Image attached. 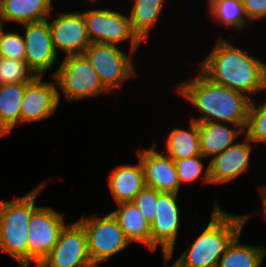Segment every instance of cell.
Returning <instances> with one entry per match:
<instances>
[{
	"instance_id": "obj_12",
	"label": "cell",
	"mask_w": 266,
	"mask_h": 267,
	"mask_svg": "<svg viewBox=\"0 0 266 267\" xmlns=\"http://www.w3.org/2000/svg\"><path fill=\"white\" fill-rule=\"evenodd\" d=\"M53 79L54 82H47L43 76H36L27 83L21 103V124L40 122L56 112L61 94Z\"/></svg>"
},
{
	"instance_id": "obj_15",
	"label": "cell",
	"mask_w": 266,
	"mask_h": 267,
	"mask_svg": "<svg viewBox=\"0 0 266 267\" xmlns=\"http://www.w3.org/2000/svg\"><path fill=\"white\" fill-rule=\"evenodd\" d=\"M156 143L149 149L137 150V158L140 160L145 186L152 187L159 192H172L178 194L180 182L178 179L174 160L168 155L156 150Z\"/></svg>"
},
{
	"instance_id": "obj_22",
	"label": "cell",
	"mask_w": 266,
	"mask_h": 267,
	"mask_svg": "<svg viewBox=\"0 0 266 267\" xmlns=\"http://www.w3.org/2000/svg\"><path fill=\"white\" fill-rule=\"evenodd\" d=\"M240 236L241 233L227 246L218 267H261L266 256L264 244L261 246L242 244Z\"/></svg>"
},
{
	"instance_id": "obj_25",
	"label": "cell",
	"mask_w": 266,
	"mask_h": 267,
	"mask_svg": "<svg viewBox=\"0 0 266 267\" xmlns=\"http://www.w3.org/2000/svg\"><path fill=\"white\" fill-rule=\"evenodd\" d=\"M27 83L0 85V120L11 131L21 123V103Z\"/></svg>"
},
{
	"instance_id": "obj_23",
	"label": "cell",
	"mask_w": 266,
	"mask_h": 267,
	"mask_svg": "<svg viewBox=\"0 0 266 267\" xmlns=\"http://www.w3.org/2000/svg\"><path fill=\"white\" fill-rule=\"evenodd\" d=\"M134 3L129 13L133 32L141 41L149 38V33L157 24L166 0H132Z\"/></svg>"
},
{
	"instance_id": "obj_24",
	"label": "cell",
	"mask_w": 266,
	"mask_h": 267,
	"mask_svg": "<svg viewBox=\"0 0 266 267\" xmlns=\"http://www.w3.org/2000/svg\"><path fill=\"white\" fill-rule=\"evenodd\" d=\"M209 13L215 22L243 31L248 25L242 0H207Z\"/></svg>"
},
{
	"instance_id": "obj_29",
	"label": "cell",
	"mask_w": 266,
	"mask_h": 267,
	"mask_svg": "<svg viewBox=\"0 0 266 267\" xmlns=\"http://www.w3.org/2000/svg\"><path fill=\"white\" fill-rule=\"evenodd\" d=\"M25 41L21 34L4 32L0 41V57L25 61Z\"/></svg>"
},
{
	"instance_id": "obj_11",
	"label": "cell",
	"mask_w": 266,
	"mask_h": 267,
	"mask_svg": "<svg viewBox=\"0 0 266 267\" xmlns=\"http://www.w3.org/2000/svg\"><path fill=\"white\" fill-rule=\"evenodd\" d=\"M38 267H95L90 260L86 232L78 221L65 225Z\"/></svg>"
},
{
	"instance_id": "obj_16",
	"label": "cell",
	"mask_w": 266,
	"mask_h": 267,
	"mask_svg": "<svg viewBox=\"0 0 266 267\" xmlns=\"http://www.w3.org/2000/svg\"><path fill=\"white\" fill-rule=\"evenodd\" d=\"M252 144L246 135L243 141L228 147L224 152L209 161V177L211 184L219 185L234 181L248 171Z\"/></svg>"
},
{
	"instance_id": "obj_7",
	"label": "cell",
	"mask_w": 266,
	"mask_h": 267,
	"mask_svg": "<svg viewBox=\"0 0 266 267\" xmlns=\"http://www.w3.org/2000/svg\"><path fill=\"white\" fill-rule=\"evenodd\" d=\"M91 43L119 45L130 41L132 54L142 41L133 32L129 16L111 9H90L82 12Z\"/></svg>"
},
{
	"instance_id": "obj_1",
	"label": "cell",
	"mask_w": 266,
	"mask_h": 267,
	"mask_svg": "<svg viewBox=\"0 0 266 267\" xmlns=\"http://www.w3.org/2000/svg\"><path fill=\"white\" fill-rule=\"evenodd\" d=\"M197 68L214 83L249 98L266 90V63L221 37Z\"/></svg>"
},
{
	"instance_id": "obj_17",
	"label": "cell",
	"mask_w": 266,
	"mask_h": 267,
	"mask_svg": "<svg viewBox=\"0 0 266 267\" xmlns=\"http://www.w3.org/2000/svg\"><path fill=\"white\" fill-rule=\"evenodd\" d=\"M198 130L201 153L209 159L235 145L237 137L245 133L241 126L226 122L198 123Z\"/></svg>"
},
{
	"instance_id": "obj_4",
	"label": "cell",
	"mask_w": 266,
	"mask_h": 267,
	"mask_svg": "<svg viewBox=\"0 0 266 267\" xmlns=\"http://www.w3.org/2000/svg\"><path fill=\"white\" fill-rule=\"evenodd\" d=\"M44 185L46 181L14 200H0V251L21 267H28V223L38 207L35 200Z\"/></svg>"
},
{
	"instance_id": "obj_30",
	"label": "cell",
	"mask_w": 266,
	"mask_h": 267,
	"mask_svg": "<svg viewBox=\"0 0 266 267\" xmlns=\"http://www.w3.org/2000/svg\"><path fill=\"white\" fill-rule=\"evenodd\" d=\"M157 197L158 190L145 186L132 201L150 224H152L156 217Z\"/></svg>"
},
{
	"instance_id": "obj_18",
	"label": "cell",
	"mask_w": 266,
	"mask_h": 267,
	"mask_svg": "<svg viewBox=\"0 0 266 267\" xmlns=\"http://www.w3.org/2000/svg\"><path fill=\"white\" fill-rule=\"evenodd\" d=\"M107 181L116 204L132 202L145 187L144 171L140 160L136 165L116 166Z\"/></svg>"
},
{
	"instance_id": "obj_21",
	"label": "cell",
	"mask_w": 266,
	"mask_h": 267,
	"mask_svg": "<svg viewBox=\"0 0 266 267\" xmlns=\"http://www.w3.org/2000/svg\"><path fill=\"white\" fill-rule=\"evenodd\" d=\"M165 142V154L174 161L202 155L198 123L195 121L190 120L189 127L186 130L175 127L170 131Z\"/></svg>"
},
{
	"instance_id": "obj_35",
	"label": "cell",
	"mask_w": 266,
	"mask_h": 267,
	"mask_svg": "<svg viewBox=\"0 0 266 267\" xmlns=\"http://www.w3.org/2000/svg\"><path fill=\"white\" fill-rule=\"evenodd\" d=\"M7 0H0V7L6 2Z\"/></svg>"
},
{
	"instance_id": "obj_19",
	"label": "cell",
	"mask_w": 266,
	"mask_h": 267,
	"mask_svg": "<svg viewBox=\"0 0 266 267\" xmlns=\"http://www.w3.org/2000/svg\"><path fill=\"white\" fill-rule=\"evenodd\" d=\"M117 205V209L110 213L117 220L126 238L130 243H142L151 250V224L144 218L139 208L133 202Z\"/></svg>"
},
{
	"instance_id": "obj_34",
	"label": "cell",
	"mask_w": 266,
	"mask_h": 267,
	"mask_svg": "<svg viewBox=\"0 0 266 267\" xmlns=\"http://www.w3.org/2000/svg\"><path fill=\"white\" fill-rule=\"evenodd\" d=\"M4 24V22L2 21V20H0V41H1V36H2V33H3V25Z\"/></svg>"
},
{
	"instance_id": "obj_14",
	"label": "cell",
	"mask_w": 266,
	"mask_h": 267,
	"mask_svg": "<svg viewBox=\"0 0 266 267\" xmlns=\"http://www.w3.org/2000/svg\"><path fill=\"white\" fill-rule=\"evenodd\" d=\"M47 21L56 53L60 50L65 56L83 54L91 44L82 12L60 13L51 22Z\"/></svg>"
},
{
	"instance_id": "obj_13",
	"label": "cell",
	"mask_w": 266,
	"mask_h": 267,
	"mask_svg": "<svg viewBox=\"0 0 266 267\" xmlns=\"http://www.w3.org/2000/svg\"><path fill=\"white\" fill-rule=\"evenodd\" d=\"M25 26V61L36 76H43L58 59L47 19L21 24Z\"/></svg>"
},
{
	"instance_id": "obj_5",
	"label": "cell",
	"mask_w": 266,
	"mask_h": 267,
	"mask_svg": "<svg viewBox=\"0 0 266 267\" xmlns=\"http://www.w3.org/2000/svg\"><path fill=\"white\" fill-rule=\"evenodd\" d=\"M52 77L69 101L110 92L84 54L65 56Z\"/></svg>"
},
{
	"instance_id": "obj_31",
	"label": "cell",
	"mask_w": 266,
	"mask_h": 267,
	"mask_svg": "<svg viewBox=\"0 0 266 267\" xmlns=\"http://www.w3.org/2000/svg\"><path fill=\"white\" fill-rule=\"evenodd\" d=\"M248 21L266 17V0H242Z\"/></svg>"
},
{
	"instance_id": "obj_3",
	"label": "cell",
	"mask_w": 266,
	"mask_h": 267,
	"mask_svg": "<svg viewBox=\"0 0 266 267\" xmlns=\"http://www.w3.org/2000/svg\"><path fill=\"white\" fill-rule=\"evenodd\" d=\"M211 219L196 240L174 261L175 267H218L232 240L242 232L251 214L234 215L214 203Z\"/></svg>"
},
{
	"instance_id": "obj_20",
	"label": "cell",
	"mask_w": 266,
	"mask_h": 267,
	"mask_svg": "<svg viewBox=\"0 0 266 267\" xmlns=\"http://www.w3.org/2000/svg\"><path fill=\"white\" fill-rule=\"evenodd\" d=\"M52 0H7L0 7V20L18 24L48 19L51 16Z\"/></svg>"
},
{
	"instance_id": "obj_33",
	"label": "cell",
	"mask_w": 266,
	"mask_h": 267,
	"mask_svg": "<svg viewBox=\"0 0 266 267\" xmlns=\"http://www.w3.org/2000/svg\"><path fill=\"white\" fill-rule=\"evenodd\" d=\"M11 132L0 120V138Z\"/></svg>"
},
{
	"instance_id": "obj_2",
	"label": "cell",
	"mask_w": 266,
	"mask_h": 267,
	"mask_svg": "<svg viewBox=\"0 0 266 267\" xmlns=\"http://www.w3.org/2000/svg\"><path fill=\"white\" fill-rule=\"evenodd\" d=\"M191 80L177 85L178 94L197 108L199 118L190 119L197 123L226 122L247 127L251 98L247 95L219 85L205 76L199 69Z\"/></svg>"
},
{
	"instance_id": "obj_27",
	"label": "cell",
	"mask_w": 266,
	"mask_h": 267,
	"mask_svg": "<svg viewBox=\"0 0 266 267\" xmlns=\"http://www.w3.org/2000/svg\"><path fill=\"white\" fill-rule=\"evenodd\" d=\"M35 77L26 61L0 57V85L29 83Z\"/></svg>"
},
{
	"instance_id": "obj_6",
	"label": "cell",
	"mask_w": 266,
	"mask_h": 267,
	"mask_svg": "<svg viewBox=\"0 0 266 267\" xmlns=\"http://www.w3.org/2000/svg\"><path fill=\"white\" fill-rule=\"evenodd\" d=\"M77 221L86 232L90 260L95 267L131 244L111 213L103 217H82Z\"/></svg>"
},
{
	"instance_id": "obj_32",
	"label": "cell",
	"mask_w": 266,
	"mask_h": 267,
	"mask_svg": "<svg viewBox=\"0 0 266 267\" xmlns=\"http://www.w3.org/2000/svg\"><path fill=\"white\" fill-rule=\"evenodd\" d=\"M259 192H261L260 194H261V199H262V205H263V210H262V215H263V217H265V219H266V185L264 186V187H262V188H260V191Z\"/></svg>"
},
{
	"instance_id": "obj_26",
	"label": "cell",
	"mask_w": 266,
	"mask_h": 267,
	"mask_svg": "<svg viewBox=\"0 0 266 267\" xmlns=\"http://www.w3.org/2000/svg\"><path fill=\"white\" fill-rule=\"evenodd\" d=\"M202 159H205V157L203 155H199L174 161L180 186H182V184L194 183L199 179H202L204 184H211L209 177V165H207L205 170V165L202 162ZM204 170L205 173L203 175Z\"/></svg>"
},
{
	"instance_id": "obj_28",
	"label": "cell",
	"mask_w": 266,
	"mask_h": 267,
	"mask_svg": "<svg viewBox=\"0 0 266 267\" xmlns=\"http://www.w3.org/2000/svg\"><path fill=\"white\" fill-rule=\"evenodd\" d=\"M245 135L254 143H266V101L259 106L252 100Z\"/></svg>"
},
{
	"instance_id": "obj_10",
	"label": "cell",
	"mask_w": 266,
	"mask_h": 267,
	"mask_svg": "<svg viewBox=\"0 0 266 267\" xmlns=\"http://www.w3.org/2000/svg\"><path fill=\"white\" fill-rule=\"evenodd\" d=\"M178 194L159 192L156 201V217L151 224V251L161 246L165 267L171 260L180 228Z\"/></svg>"
},
{
	"instance_id": "obj_9",
	"label": "cell",
	"mask_w": 266,
	"mask_h": 267,
	"mask_svg": "<svg viewBox=\"0 0 266 267\" xmlns=\"http://www.w3.org/2000/svg\"><path fill=\"white\" fill-rule=\"evenodd\" d=\"M52 208L38 206L31 215L28 223V267L31 263H36L37 267L41 264L66 225L63 214Z\"/></svg>"
},
{
	"instance_id": "obj_8",
	"label": "cell",
	"mask_w": 266,
	"mask_h": 267,
	"mask_svg": "<svg viewBox=\"0 0 266 267\" xmlns=\"http://www.w3.org/2000/svg\"><path fill=\"white\" fill-rule=\"evenodd\" d=\"M94 67L103 85L111 92L123 81L135 77L132 56L114 44L91 43L83 53Z\"/></svg>"
}]
</instances>
